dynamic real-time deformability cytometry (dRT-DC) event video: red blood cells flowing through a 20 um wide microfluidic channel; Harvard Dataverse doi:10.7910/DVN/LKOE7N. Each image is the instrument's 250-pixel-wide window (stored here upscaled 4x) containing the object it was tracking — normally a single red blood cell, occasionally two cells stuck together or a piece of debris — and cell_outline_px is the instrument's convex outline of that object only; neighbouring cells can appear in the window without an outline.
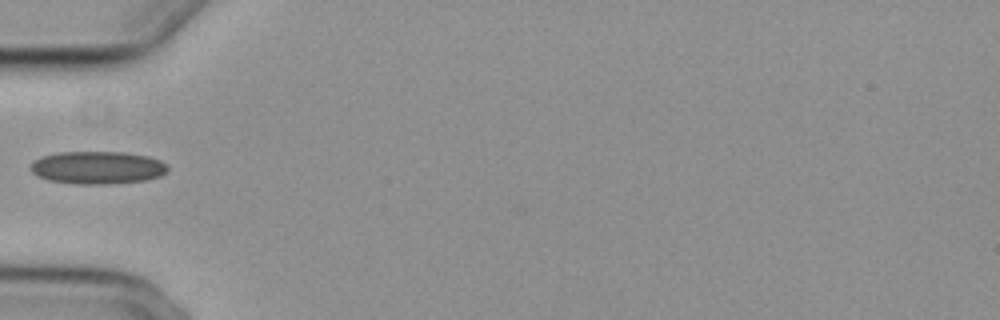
{"species": "common noctule bat (a hibernating species)", "species_latin": "Nyctalus noctula", "temperature_condition": "cold", "stored_images_in_passage": 9, "camera_frame_rate_fps": 3000, "um_per_image_px": 0.085, "animal": {"sex": "female", "body_mass_g": 29.2, "forearm_length_mm": 56.3}, "frame": {"image": 1, "passage_image": 1, "time_ms": 0.0, "image_size_px": [1000, 320], "cell_outline_px": [[168, 172], [160, 176], [144, 180], [108, 184], [76, 184], [48, 180], [36, 176], [28, 168], [32, 160], [40, 156], [60, 152], [124, 152], [148, 156], [160, 160], [168, 164]], "centroid_in_image_um": [8.25, 14.24], "position_along_channel_um": 76.7, "area_um2": 26.53}}